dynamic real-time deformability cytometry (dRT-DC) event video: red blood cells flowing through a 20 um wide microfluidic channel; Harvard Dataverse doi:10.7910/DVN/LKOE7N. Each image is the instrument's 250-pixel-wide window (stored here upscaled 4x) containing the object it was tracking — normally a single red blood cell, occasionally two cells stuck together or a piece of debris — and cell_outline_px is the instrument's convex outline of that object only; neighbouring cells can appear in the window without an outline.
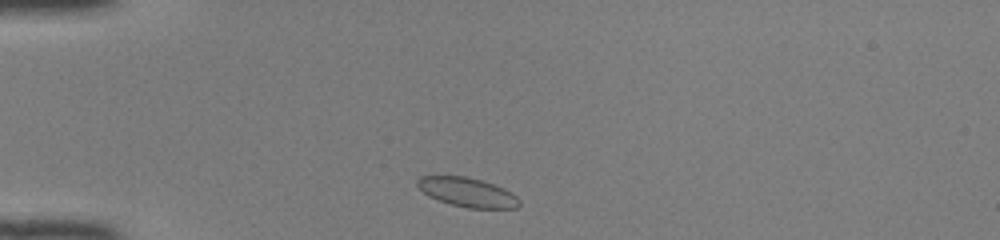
{"species": "common noctule bat (a hibernating species)", "species_latin": "Nyctalus noctula", "temperature_condition": "room temperature", "stored_images_in_passage": 38, "camera_frame_rate_fps": 3000, "um_per_image_px": 0.085, "animal": {"sex": "female", "body_mass_g": 22.0, "forearm_length_mm": 56.7}, "frame": {"image": 1, "passage_image": 2, "time_ms": 0.333, "image_size_px": [1000, 240], "cell_outline_px": [[520, 204], [516, 208], [468, 208], [452, 204], [428, 196], [416, 184], [416, 180], [420, 176], [464, 176], [480, 180], [504, 188], [512, 192], [520, 200]], "centroid_in_image_um": [39.74, 16.34], "position_along_channel_um": 45.3, "area_um2": 17.17}}
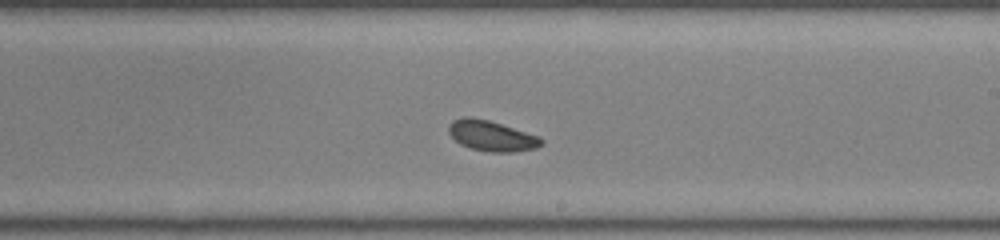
{"frame": {"image": 2, "passage_image": 19, "time_ms": 6.0, "image_size_px": [1000, 240], "cell_outline_px": [[544, 144], [536, 148], [512, 152], [488, 152], [472, 148], [460, 144], [448, 132], [448, 124], [452, 120], [464, 116], [472, 116], [488, 120], [540, 136], [544, 140]], "centroid_in_image_um": [41.79, 11.54], "position_along_channel_um": 247.2, "area_um2": 16.59}}
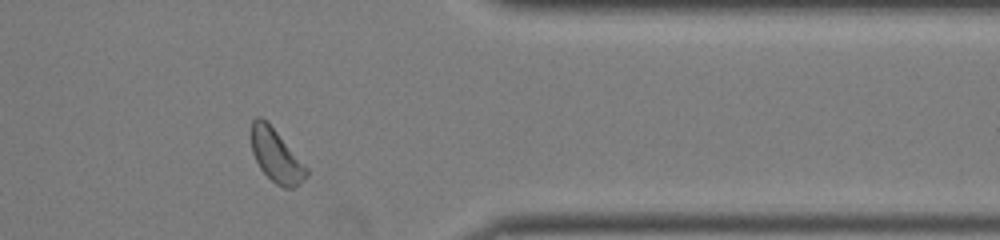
{"frame": {"image": 3, "passage_image": 30, "time_ms": 9.667, "image_size_px": [1000, 240], "cell_outline_px": [[308, 176], [292, 188], [284, 188], [276, 184], [260, 168], [252, 152], [252, 120], [256, 116], [260, 116], [276, 132], [308, 168]], "centroid_in_image_um": [23.47, 13.26], "position_along_channel_um": 387.9, "area_um2": 16.47}, "authors_computed_cell_mechanics": {"area_um2": 16.5886, "velocity_mm_per_s": 4.0848, "shape_relaxation_time_tau1_ms": 10.2364, "shape_relaxation_time_tau2_ms": null, "deformation_change_tau1": 0.1172, "deformation_change_tau2": null}}